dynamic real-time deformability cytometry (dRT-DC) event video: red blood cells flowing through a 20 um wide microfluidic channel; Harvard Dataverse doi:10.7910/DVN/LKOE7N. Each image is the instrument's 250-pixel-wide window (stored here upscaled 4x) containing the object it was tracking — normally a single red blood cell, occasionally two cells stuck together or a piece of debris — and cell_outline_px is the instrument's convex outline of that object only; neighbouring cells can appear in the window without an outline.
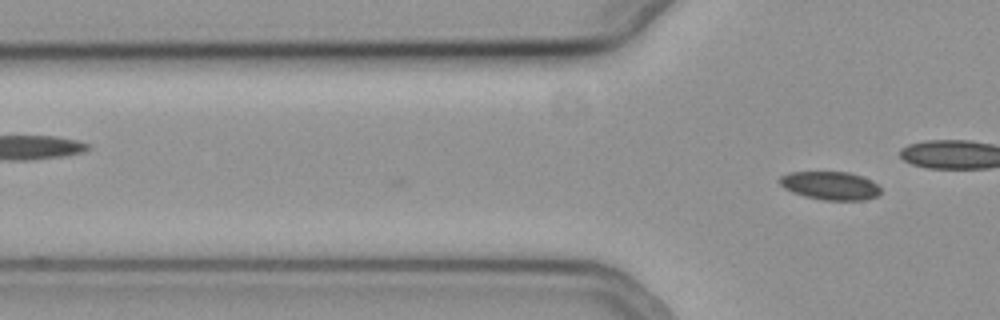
{"species": "common noctule bat (a hibernating species)", "species_latin": "Nyctalus noctula", "temperature_condition": "cold", "stored_images_in_passage": 3, "camera_frame_rate_fps": 3000, "um_per_image_px": 0.085, "animal": {"sex": "female", "body_mass_g": 19.3, "forearm_length_mm": 54.1}, "frame": {"image": 1, "passage_image": 3, "time_ms": 0.667, "image_size_px": [1000, 320], "cell_outline_px": [[880, 192], [876, 196], [864, 200], [824, 200], [804, 196], [792, 192], [784, 188], [780, 184], [780, 176], [788, 172], [848, 172], [872, 180], [880, 188]], "centroid_in_image_um": [70.55, 15.78], "position_along_channel_um": 55.2, "area_um2": 16.59}}